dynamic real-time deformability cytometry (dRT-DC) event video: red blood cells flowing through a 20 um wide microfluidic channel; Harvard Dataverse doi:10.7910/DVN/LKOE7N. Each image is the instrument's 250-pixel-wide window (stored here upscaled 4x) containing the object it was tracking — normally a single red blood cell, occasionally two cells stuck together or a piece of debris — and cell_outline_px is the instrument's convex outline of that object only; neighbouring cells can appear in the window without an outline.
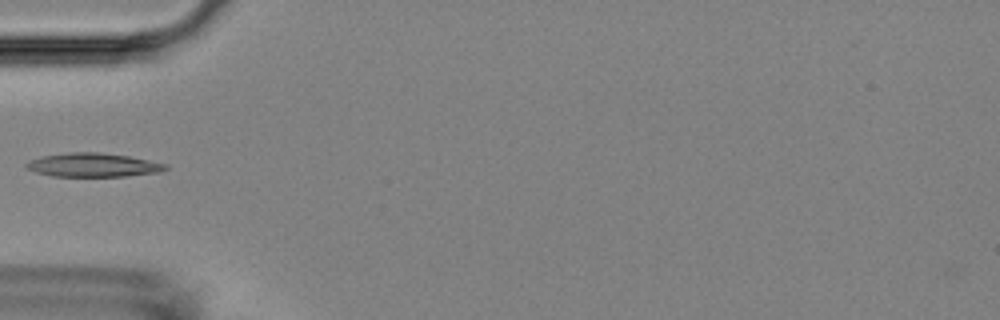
{"species": "Egyptian fruit bat (a non-hibernating species)", "species_latin": "Rousettus aegyptiacus", "temperature_condition": "room temperature", "stored_images_in_passage": 4, "camera_frame_rate_fps": 3000, "um_per_image_px": 0.085, "animal": {"sex": "female"}, "frame": {"image": 1, "passage_image": 4, "time_ms": 4.333, "image_size_px": [1000, 320], "cell_outline_px": [[168, 168], [160, 172], [124, 176], [52, 176], [36, 172], [24, 168], [24, 164], [28, 160], [40, 156], [68, 152], [100, 152], [128, 156], [168, 164]], "centroid_in_image_um": [7.86, 14.02], "position_along_channel_um": 77.1, "area_um2": 19.42}}